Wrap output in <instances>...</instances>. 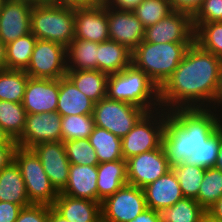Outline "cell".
Segmentation results:
<instances>
[{
  "instance_id": "5bb4252c",
  "label": "cell",
  "mask_w": 222,
  "mask_h": 222,
  "mask_svg": "<svg viewBox=\"0 0 222 222\" xmlns=\"http://www.w3.org/2000/svg\"><path fill=\"white\" fill-rule=\"evenodd\" d=\"M31 149L40 159L52 186L61 193L67 184L70 167L64 142H44Z\"/></svg>"
},
{
  "instance_id": "7402d4cb",
  "label": "cell",
  "mask_w": 222,
  "mask_h": 222,
  "mask_svg": "<svg viewBox=\"0 0 222 222\" xmlns=\"http://www.w3.org/2000/svg\"><path fill=\"white\" fill-rule=\"evenodd\" d=\"M94 104L67 76L59 79L57 112L61 116L93 115Z\"/></svg>"
},
{
  "instance_id": "1f68e13d",
  "label": "cell",
  "mask_w": 222,
  "mask_h": 222,
  "mask_svg": "<svg viewBox=\"0 0 222 222\" xmlns=\"http://www.w3.org/2000/svg\"><path fill=\"white\" fill-rule=\"evenodd\" d=\"M37 38L30 32L6 44L7 69L26 70Z\"/></svg>"
},
{
  "instance_id": "bcb514c9",
  "label": "cell",
  "mask_w": 222,
  "mask_h": 222,
  "mask_svg": "<svg viewBox=\"0 0 222 222\" xmlns=\"http://www.w3.org/2000/svg\"><path fill=\"white\" fill-rule=\"evenodd\" d=\"M144 0H106L105 4L116 10L133 11Z\"/></svg>"
},
{
  "instance_id": "9f6ffc18",
  "label": "cell",
  "mask_w": 222,
  "mask_h": 222,
  "mask_svg": "<svg viewBox=\"0 0 222 222\" xmlns=\"http://www.w3.org/2000/svg\"><path fill=\"white\" fill-rule=\"evenodd\" d=\"M214 167L222 171V125H221V145L219 148V153L217 155V161Z\"/></svg>"
},
{
  "instance_id": "11a10c76",
  "label": "cell",
  "mask_w": 222,
  "mask_h": 222,
  "mask_svg": "<svg viewBox=\"0 0 222 222\" xmlns=\"http://www.w3.org/2000/svg\"><path fill=\"white\" fill-rule=\"evenodd\" d=\"M198 222H221L217 218L213 217L209 212L205 211Z\"/></svg>"
},
{
  "instance_id": "836d02e7",
  "label": "cell",
  "mask_w": 222,
  "mask_h": 222,
  "mask_svg": "<svg viewBox=\"0 0 222 222\" xmlns=\"http://www.w3.org/2000/svg\"><path fill=\"white\" fill-rule=\"evenodd\" d=\"M171 169L179 180L184 198L196 200L206 169L185 162L175 164L171 166Z\"/></svg>"
},
{
  "instance_id": "2e32d148",
  "label": "cell",
  "mask_w": 222,
  "mask_h": 222,
  "mask_svg": "<svg viewBox=\"0 0 222 222\" xmlns=\"http://www.w3.org/2000/svg\"><path fill=\"white\" fill-rule=\"evenodd\" d=\"M107 21L110 40L126 46L130 51L143 41L145 28L133 11L116 10L107 6Z\"/></svg>"
},
{
  "instance_id": "7c38bea8",
  "label": "cell",
  "mask_w": 222,
  "mask_h": 222,
  "mask_svg": "<svg viewBox=\"0 0 222 222\" xmlns=\"http://www.w3.org/2000/svg\"><path fill=\"white\" fill-rule=\"evenodd\" d=\"M143 41L151 43L195 42L192 17L173 10L159 22L145 28Z\"/></svg>"
},
{
  "instance_id": "8d00e7d4",
  "label": "cell",
  "mask_w": 222,
  "mask_h": 222,
  "mask_svg": "<svg viewBox=\"0 0 222 222\" xmlns=\"http://www.w3.org/2000/svg\"><path fill=\"white\" fill-rule=\"evenodd\" d=\"M221 145V126L197 150L185 159V163L208 169L214 167Z\"/></svg>"
},
{
  "instance_id": "9c48e42d",
  "label": "cell",
  "mask_w": 222,
  "mask_h": 222,
  "mask_svg": "<svg viewBox=\"0 0 222 222\" xmlns=\"http://www.w3.org/2000/svg\"><path fill=\"white\" fill-rule=\"evenodd\" d=\"M146 208L143 189L126 184L101 202V221L130 222Z\"/></svg>"
},
{
  "instance_id": "e0dca14e",
  "label": "cell",
  "mask_w": 222,
  "mask_h": 222,
  "mask_svg": "<svg viewBox=\"0 0 222 222\" xmlns=\"http://www.w3.org/2000/svg\"><path fill=\"white\" fill-rule=\"evenodd\" d=\"M59 79L29 77L22 101L26 114L57 111Z\"/></svg>"
},
{
  "instance_id": "f35d334b",
  "label": "cell",
  "mask_w": 222,
  "mask_h": 222,
  "mask_svg": "<svg viewBox=\"0 0 222 222\" xmlns=\"http://www.w3.org/2000/svg\"><path fill=\"white\" fill-rule=\"evenodd\" d=\"M172 11L168 0H144L133 10V13L146 28L156 24Z\"/></svg>"
},
{
  "instance_id": "ee69618b",
  "label": "cell",
  "mask_w": 222,
  "mask_h": 222,
  "mask_svg": "<svg viewBox=\"0 0 222 222\" xmlns=\"http://www.w3.org/2000/svg\"><path fill=\"white\" fill-rule=\"evenodd\" d=\"M21 209L20 205L0 201V222H15Z\"/></svg>"
},
{
  "instance_id": "9a60e30c",
  "label": "cell",
  "mask_w": 222,
  "mask_h": 222,
  "mask_svg": "<svg viewBox=\"0 0 222 222\" xmlns=\"http://www.w3.org/2000/svg\"><path fill=\"white\" fill-rule=\"evenodd\" d=\"M74 38L102 43L110 39L107 5L75 8Z\"/></svg>"
},
{
  "instance_id": "60d3db41",
  "label": "cell",
  "mask_w": 222,
  "mask_h": 222,
  "mask_svg": "<svg viewBox=\"0 0 222 222\" xmlns=\"http://www.w3.org/2000/svg\"><path fill=\"white\" fill-rule=\"evenodd\" d=\"M192 20L193 23L222 22V0H203Z\"/></svg>"
},
{
  "instance_id": "7dc6e473",
  "label": "cell",
  "mask_w": 222,
  "mask_h": 222,
  "mask_svg": "<svg viewBox=\"0 0 222 222\" xmlns=\"http://www.w3.org/2000/svg\"><path fill=\"white\" fill-rule=\"evenodd\" d=\"M16 147L17 145H0V170L13 161Z\"/></svg>"
},
{
  "instance_id": "603a6c76",
  "label": "cell",
  "mask_w": 222,
  "mask_h": 222,
  "mask_svg": "<svg viewBox=\"0 0 222 222\" xmlns=\"http://www.w3.org/2000/svg\"><path fill=\"white\" fill-rule=\"evenodd\" d=\"M97 172V202L101 203L122 186L128 184L125 159L99 163Z\"/></svg>"
},
{
  "instance_id": "ba28073f",
  "label": "cell",
  "mask_w": 222,
  "mask_h": 222,
  "mask_svg": "<svg viewBox=\"0 0 222 222\" xmlns=\"http://www.w3.org/2000/svg\"><path fill=\"white\" fill-rule=\"evenodd\" d=\"M66 56L64 45L37 39L25 72L31 78L60 79L67 73Z\"/></svg>"
},
{
  "instance_id": "4fadbf2b",
  "label": "cell",
  "mask_w": 222,
  "mask_h": 222,
  "mask_svg": "<svg viewBox=\"0 0 222 222\" xmlns=\"http://www.w3.org/2000/svg\"><path fill=\"white\" fill-rule=\"evenodd\" d=\"M61 120L57 111L27 114L24 131L16 140L17 146L31 149L40 143L62 141Z\"/></svg>"
},
{
  "instance_id": "7a4b0ae2",
  "label": "cell",
  "mask_w": 222,
  "mask_h": 222,
  "mask_svg": "<svg viewBox=\"0 0 222 222\" xmlns=\"http://www.w3.org/2000/svg\"><path fill=\"white\" fill-rule=\"evenodd\" d=\"M107 97L139 106L147 112L161 108L160 88L133 64L108 76Z\"/></svg>"
},
{
  "instance_id": "6da1fadb",
  "label": "cell",
  "mask_w": 222,
  "mask_h": 222,
  "mask_svg": "<svg viewBox=\"0 0 222 222\" xmlns=\"http://www.w3.org/2000/svg\"><path fill=\"white\" fill-rule=\"evenodd\" d=\"M222 59L193 43L179 66L160 87V106L174 109L209 108L217 87Z\"/></svg>"
},
{
  "instance_id": "7bdbcfd3",
  "label": "cell",
  "mask_w": 222,
  "mask_h": 222,
  "mask_svg": "<svg viewBox=\"0 0 222 222\" xmlns=\"http://www.w3.org/2000/svg\"><path fill=\"white\" fill-rule=\"evenodd\" d=\"M173 10L184 12L191 17L195 15L201 7L203 0H168Z\"/></svg>"
},
{
  "instance_id": "e575fe53",
  "label": "cell",
  "mask_w": 222,
  "mask_h": 222,
  "mask_svg": "<svg viewBox=\"0 0 222 222\" xmlns=\"http://www.w3.org/2000/svg\"><path fill=\"white\" fill-rule=\"evenodd\" d=\"M195 43L222 59V22L193 23Z\"/></svg>"
},
{
  "instance_id": "f6af8a7d",
  "label": "cell",
  "mask_w": 222,
  "mask_h": 222,
  "mask_svg": "<svg viewBox=\"0 0 222 222\" xmlns=\"http://www.w3.org/2000/svg\"><path fill=\"white\" fill-rule=\"evenodd\" d=\"M54 3L64 5L67 7H95L105 4L106 0H51Z\"/></svg>"
},
{
  "instance_id": "c3c4849f",
  "label": "cell",
  "mask_w": 222,
  "mask_h": 222,
  "mask_svg": "<svg viewBox=\"0 0 222 222\" xmlns=\"http://www.w3.org/2000/svg\"><path fill=\"white\" fill-rule=\"evenodd\" d=\"M211 104L212 105H210V107L208 109H212L215 112H218V114H220L219 112L222 111V66H221V69H220V73H219V77H218V81H217V87H216L214 97L212 99ZM217 109H219V110H217Z\"/></svg>"
},
{
  "instance_id": "d590c367",
  "label": "cell",
  "mask_w": 222,
  "mask_h": 222,
  "mask_svg": "<svg viewBox=\"0 0 222 222\" xmlns=\"http://www.w3.org/2000/svg\"><path fill=\"white\" fill-rule=\"evenodd\" d=\"M222 196V171L216 167L205 170L196 201L206 211Z\"/></svg>"
},
{
  "instance_id": "277c9868",
  "label": "cell",
  "mask_w": 222,
  "mask_h": 222,
  "mask_svg": "<svg viewBox=\"0 0 222 222\" xmlns=\"http://www.w3.org/2000/svg\"><path fill=\"white\" fill-rule=\"evenodd\" d=\"M75 8L52 1L32 6L31 33L41 40L67 47L74 39Z\"/></svg>"
},
{
  "instance_id": "b9f144b4",
  "label": "cell",
  "mask_w": 222,
  "mask_h": 222,
  "mask_svg": "<svg viewBox=\"0 0 222 222\" xmlns=\"http://www.w3.org/2000/svg\"><path fill=\"white\" fill-rule=\"evenodd\" d=\"M48 205L31 204L23 207L15 222H47Z\"/></svg>"
},
{
  "instance_id": "d6a6232c",
  "label": "cell",
  "mask_w": 222,
  "mask_h": 222,
  "mask_svg": "<svg viewBox=\"0 0 222 222\" xmlns=\"http://www.w3.org/2000/svg\"><path fill=\"white\" fill-rule=\"evenodd\" d=\"M26 115L22 102L0 100V126L15 141L24 131Z\"/></svg>"
},
{
  "instance_id": "4316f807",
  "label": "cell",
  "mask_w": 222,
  "mask_h": 222,
  "mask_svg": "<svg viewBox=\"0 0 222 222\" xmlns=\"http://www.w3.org/2000/svg\"><path fill=\"white\" fill-rule=\"evenodd\" d=\"M66 76L94 103L107 96L108 76L99 70H67Z\"/></svg>"
},
{
  "instance_id": "4dcf8cb0",
  "label": "cell",
  "mask_w": 222,
  "mask_h": 222,
  "mask_svg": "<svg viewBox=\"0 0 222 222\" xmlns=\"http://www.w3.org/2000/svg\"><path fill=\"white\" fill-rule=\"evenodd\" d=\"M28 79L24 70H0V100L21 103Z\"/></svg>"
},
{
  "instance_id": "30bf717a",
  "label": "cell",
  "mask_w": 222,
  "mask_h": 222,
  "mask_svg": "<svg viewBox=\"0 0 222 222\" xmlns=\"http://www.w3.org/2000/svg\"><path fill=\"white\" fill-rule=\"evenodd\" d=\"M169 116L186 133H191L194 152L222 125V115L208 108L174 109Z\"/></svg>"
},
{
  "instance_id": "f907efd6",
  "label": "cell",
  "mask_w": 222,
  "mask_h": 222,
  "mask_svg": "<svg viewBox=\"0 0 222 222\" xmlns=\"http://www.w3.org/2000/svg\"><path fill=\"white\" fill-rule=\"evenodd\" d=\"M206 211L222 222V196Z\"/></svg>"
},
{
  "instance_id": "d4e9b609",
  "label": "cell",
  "mask_w": 222,
  "mask_h": 222,
  "mask_svg": "<svg viewBox=\"0 0 222 222\" xmlns=\"http://www.w3.org/2000/svg\"><path fill=\"white\" fill-rule=\"evenodd\" d=\"M132 64V51L126 46L107 40L98 43L97 70L107 75L122 71Z\"/></svg>"
},
{
  "instance_id": "5b68a950",
  "label": "cell",
  "mask_w": 222,
  "mask_h": 222,
  "mask_svg": "<svg viewBox=\"0 0 222 222\" xmlns=\"http://www.w3.org/2000/svg\"><path fill=\"white\" fill-rule=\"evenodd\" d=\"M169 112L159 108L146 112L135 126L121 138L123 159L155 150L163 144V132Z\"/></svg>"
},
{
  "instance_id": "83f0119b",
  "label": "cell",
  "mask_w": 222,
  "mask_h": 222,
  "mask_svg": "<svg viewBox=\"0 0 222 222\" xmlns=\"http://www.w3.org/2000/svg\"><path fill=\"white\" fill-rule=\"evenodd\" d=\"M67 70H96L98 43L74 38L66 47Z\"/></svg>"
},
{
  "instance_id": "52a82bcc",
  "label": "cell",
  "mask_w": 222,
  "mask_h": 222,
  "mask_svg": "<svg viewBox=\"0 0 222 222\" xmlns=\"http://www.w3.org/2000/svg\"><path fill=\"white\" fill-rule=\"evenodd\" d=\"M146 112L139 106L112 100L106 96L94 104L93 118L95 126L122 138Z\"/></svg>"
},
{
  "instance_id": "d6986e66",
  "label": "cell",
  "mask_w": 222,
  "mask_h": 222,
  "mask_svg": "<svg viewBox=\"0 0 222 222\" xmlns=\"http://www.w3.org/2000/svg\"><path fill=\"white\" fill-rule=\"evenodd\" d=\"M143 191L146 205L152 210L171 207L184 198L179 180L172 169L156 181L144 187Z\"/></svg>"
},
{
  "instance_id": "74e56055",
  "label": "cell",
  "mask_w": 222,
  "mask_h": 222,
  "mask_svg": "<svg viewBox=\"0 0 222 222\" xmlns=\"http://www.w3.org/2000/svg\"><path fill=\"white\" fill-rule=\"evenodd\" d=\"M95 127L93 115L62 116V142L89 138Z\"/></svg>"
},
{
  "instance_id": "8fae6325",
  "label": "cell",
  "mask_w": 222,
  "mask_h": 222,
  "mask_svg": "<svg viewBox=\"0 0 222 222\" xmlns=\"http://www.w3.org/2000/svg\"><path fill=\"white\" fill-rule=\"evenodd\" d=\"M128 184L141 189L171 170L163 144L155 149L126 160Z\"/></svg>"
},
{
  "instance_id": "3957f363",
  "label": "cell",
  "mask_w": 222,
  "mask_h": 222,
  "mask_svg": "<svg viewBox=\"0 0 222 222\" xmlns=\"http://www.w3.org/2000/svg\"><path fill=\"white\" fill-rule=\"evenodd\" d=\"M194 42L151 43L142 41L132 51V64L160 88L172 75Z\"/></svg>"
},
{
  "instance_id": "ac0fdd59",
  "label": "cell",
  "mask_w": 222,
  "mask_h": 222,
  "mask_svg": "<svg viewBox=\"0 0 222 222\" xmlns=\"http://www.w3.org/2000/svg\"><path fill=\"white\" fill-rule=\"evenodd\" d=\"M31 4L6 0L0 11V40L8 44L31 32Z\"/></svg>"
},
{
  "instance_id": "484cf974",
  "label": "cell",
  "mask_w": 222,
  "mask_h": 222,
  "mask_svg": "<svg viewBox=\"0 0 222 222\" xmlns=\"http://www.w3.org/2000/svg\"><path fill=\"white\" fill-rule=\"evenodd\" d=\"M0 201L17 204L22 208L31 205L22 174L14 161L0 170Z\"/></svg>"
},
{
  "instance_id": "816d5d0a",
  "label": "cell",
  "mask_w": 222,
  "mask_h": 222,
  "mask_svg": "<svg viewBox=\"0 0 222 222\" xmlns=\"http://www.w3.org/2000/svg\"><path fill=\"white\" fill-rule=\"evenodd\" d=\"M47 222H70L61 216L52 206H48Z\"/></svg>"
},
{
  "instance_id": "ffe728a7",
  "label": "cell",
  "mask_w": 222,
  "mask_h": 222,
  "mask_svg": "<svg viewBox=\"0 0 222 222\" xmlns=\"http://www.w3.org/2000/svg\"><path fill=\"white\" fill-rule=\"evenodd\" d=\"M52 207L70 222H102L100 202L59 193Z\"/></svg>"
},
{
  "instance_id": "f5cc1de1",
  "label": "cell",
  "mask_w": 222,
  "mask_h": 222,
  "mask_svg": "<svg viewBox=\"0 0 222 222\" xmlns=\"http://www.w3.org/2000/svg\"><path fill=\"white\" fill-rule=\"evenodd\" d=\"M0 145H17V142L13 140L8 133H6L0 126Z\"/></svg>"
},
{
  "instance_id": "ab89813d",
  "label": "cell",
  "mask_w": 222,
  "mask_h": 222,
  "mask_svg": "<svg viewBox=\"0 0 222 222\" xmlns=\"http://www.w3.org/2000/svg\"><path fill=\"white\" fill-rule=\"evenodd\" d=\"M64 145L70 164L88 166H97L99 164L89 138L65 141Z\"/></svg>"
},
{
  "instance_id": "8992f818",
  "label": "cell",
  "mask_w": 222,
  "mask_h": 222,
  "mask_svg": "<svg viewBox=\"0 0 222 222\" xmlns=\"http://www.w3.org/2000/svg\"><path fill=\"white\" fill-rule=\"evenodd\" d=\"M13 161L22 174L30 203L52 206L59 193L52 186L34 151L17 146Z\"/></svg>"
},
{
  "instance_id": "f1b7e54d",
  "label": "cell",
  "mask_w": 222,
  "mask_h": 222,
  "mask_svg": "<svg viewBox=\"0 0 222 222\" xmlns=\"http://www.w3.org/2000/svg\"><path fill=\"white\" fill-rule=\"evenodd\" d=\"M99 163L123 159L121 138L110 131L95 126L89 136Z\"/></svg>"
},
{
  "instance_id": "681fc988",
  "label": "cell",
  "mask_w": 222,
  "mask_h": 222,
  "mask_svg": "<svg viewBox=\"0 0 222 222\" xmlns=\"http://www.w3.org/2000/svg\"><path fill=\"white\" fill-rule=\"evenodd\" d=\"M130 222H160V221L157 219L155 211L147 207L146 209H144V211L141 214L136 216L135 219H133Z\"/></svg>"
},
{
  "instance_id": "680465c9",
  "label": "cell",
  "mask_w": 222,
  "mask_h": 222,
  "mask_svg": "<svg viewBox=\"0 0 222 222\" xmlns=\"http://www.w3.org/2000/svg\"><path fill=\"white\" fill-rule=\"evenodd\" d=\"M5 1H6V0H0V11H1V9H2L3 4H4Z\"/></svg>"
},
{
  "instance_id": "db71d44e",
  "label": "cell",
  "mask_w": 222,
  "mask_h": 222,
  "mask_svg": "<svg viewBox=\"0 0 222 222\" xmlns=\"http://www.w3.org/2000/svg\"><path fill=\"white\" fill-rule=\"evenodd\" d=\"M7 69L6 44L0 40V70Z\"/></svg>"
},
{
  "instance_id": "44dd1931",
  "label": "cell",
  "mask_w": 222,
  "mask_h": 222,
  "mask_svg": "<svg viewBox=\"0 0 222 222\" xmlns=\"http://www.w3.org/2000/svg\"><path fill=\"white\" fill-rule=\"evenodd\" d=\"M97 176V166L70 164L68 181L61 194L97 202Z\"/></svg>"
},
{
  "instance_id": "6f0895ef",
  "label": "cell",
  "mask_w": 222,
  "mask_h": 222,
  "mask_svg": "<svg viewBox=\"0 0 222 222\" xmlns=\"http://www.w3.org/2000/svg\"><path fill=\"white\" fill-rule=\"evenodd\" d=\"M12 1H20V2H26L29 3L31 5H38V4H45L50 2L51 0H12Z\"/></svg>"
},
{
  "instance_id": "cb8c5ba5",
  "label": "cell",
  "mask_w": 222,
  "mask_h": 222,
  "mask_svg": "<svg viewBox=\"0 0 222 222\" xmlns=\"http://www.w3.org/2000/svg\"><path fill=\"white\" fill-rule=\"evenodd\" d=\"M163 146L171 166L184 162L194 152L191 133H186L170 116L163 132Z\"/></svg>"
},
{
  "instance_id": "f546056e",
  "label": "cell",
  "mask_w": 222,
  "mask_h": 222,
  "mask_svg": "<svg viewBox=\"0 0 222 222\" xmlns=\"http://www.w3.org/2000/svg\"><path fill=\"white\" fill-rule=\"evenodd\" d=\"M160 222H198L205 210L192 198H183L168 208L154 210Z\"/></svg>"
}]
</instances>
